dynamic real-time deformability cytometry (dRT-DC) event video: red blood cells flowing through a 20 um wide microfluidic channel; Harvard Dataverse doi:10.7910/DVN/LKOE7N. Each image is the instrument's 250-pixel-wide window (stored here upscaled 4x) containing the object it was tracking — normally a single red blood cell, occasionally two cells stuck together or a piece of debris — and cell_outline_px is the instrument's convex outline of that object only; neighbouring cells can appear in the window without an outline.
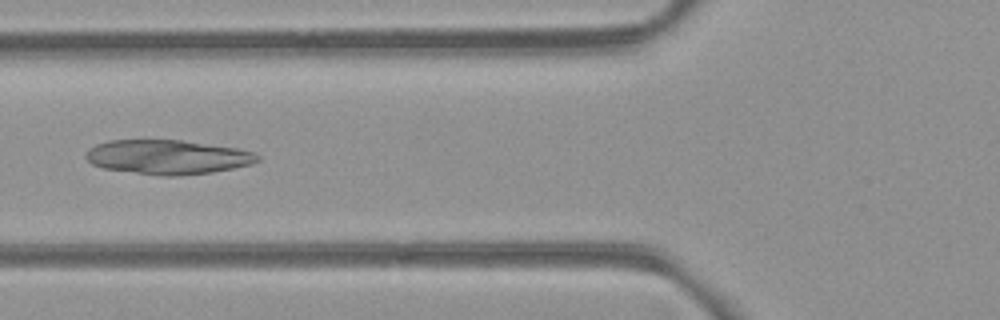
{"species": "common noctule bat (a hibernating species)", "species_latin": "Nyctalus noctula", "temperature_condition": "room temperature", "stored_images_in_passage": 8, "camera_frame_rate_fps": 3000, "um_per_image_px": 0.085, "animal": {"sex": "female", "body_mass_g": 21.9}, "frame": {"image": 1, "passage_image": 6, "time_ms": 6.0, "image_size_px": [1000, 320], "cell_outline_px": [[260, 160], [252, 164], [212, 172], [180, 176], [160, 176], [104, 168], [92, 164], [84, 156], [88, 148], [96, 144], [108, 140], [180, 140], [236, 148], [256, 152], [260, 156]], "centroid_in_image_um": [14.25, 13.35], "position_along_channel_um": 111.6, "area_um2": 34.45}}
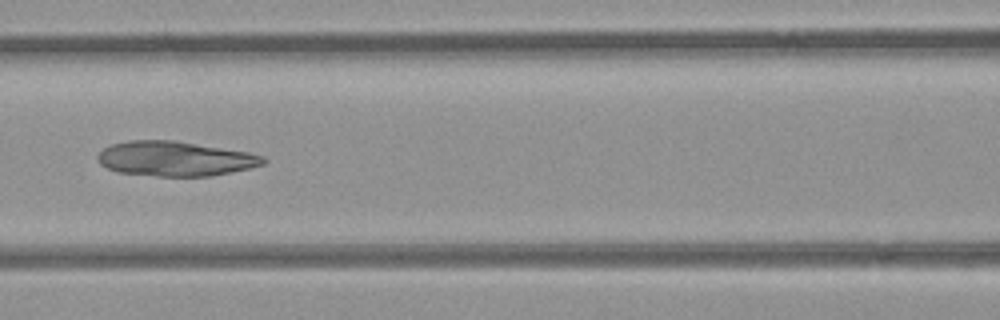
{"frame": {"image": 2, "passage_image": 7, "time_ms": 7.0, "image_size_px": [1000, 320], "cell_outline_px": [[268, 160], [264, 164], [248, 168], [212, 176], [156, 176], [116, 172], [100, 164], [96, 156], [104, 148], [112, 144], [128, 140], [176, 140], [248, 152], [264, 156]], "centroid_in_image_um": [14.88, 13.48], "position_along_channel_um": 151.7, "area_um2": 33.64}}
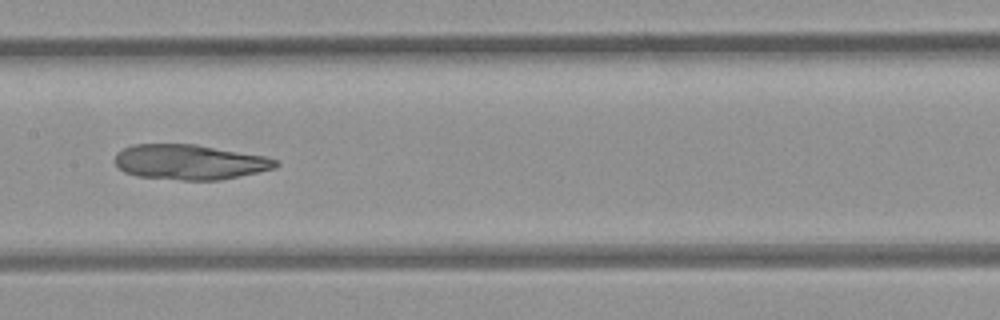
{"frame": {"image": 3, "passage_image": 8, "time_ms": 8.0, "image_size_px": [1000, 320], "cell_outline_px": [[280, 164], [276, 168], [220, 180], [180, 180], [136, 176], [124, 172], [116, 164], [116, 152], [132, 144], [196, 144], [264, 156], [280, 160]], "centroid_in_image_um": [16.14, 13.77], "position_along_channel_um": 191.3, "area_um2": 32.95}}